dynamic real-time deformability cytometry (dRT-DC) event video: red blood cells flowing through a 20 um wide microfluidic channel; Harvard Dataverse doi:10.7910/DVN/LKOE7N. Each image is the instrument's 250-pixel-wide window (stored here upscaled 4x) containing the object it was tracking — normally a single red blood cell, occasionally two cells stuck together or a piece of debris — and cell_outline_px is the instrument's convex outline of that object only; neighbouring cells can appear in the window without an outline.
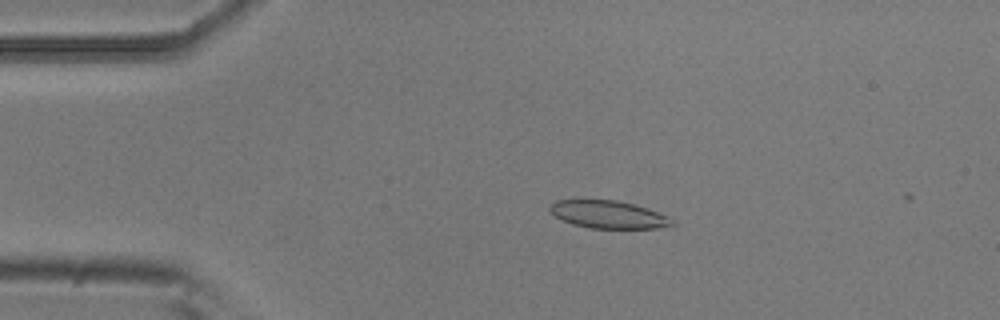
{"species": "common noctule bat (a hibernating species)", "species_latin": "Nyctalus noctula", "temperature_condition": "room temperature", "stored_images_in_passage": 4, "camera_frame_rate_fps": 3000, "um_per_image_px": 0.085, "animal": {"sex": "male", "body_mass_g": 20.5, "forearm_length_mm": 52.5}, "frame": {"image": 1, "passage_image": 3, "time_ms": 0.667, "image_size_px": [1000, 320], "cell_outline_px": [[676, 224], [656, 228], [588, 228], [572, 224], [556, 216], [548, 208], [556, 200], [616, 200], [648, 208], [668, 216], [676, 220]], "centroid_in_image_um": [51.76, 18.24], "position_along_channel_um": 33.2, "area_um2": 19.59}}